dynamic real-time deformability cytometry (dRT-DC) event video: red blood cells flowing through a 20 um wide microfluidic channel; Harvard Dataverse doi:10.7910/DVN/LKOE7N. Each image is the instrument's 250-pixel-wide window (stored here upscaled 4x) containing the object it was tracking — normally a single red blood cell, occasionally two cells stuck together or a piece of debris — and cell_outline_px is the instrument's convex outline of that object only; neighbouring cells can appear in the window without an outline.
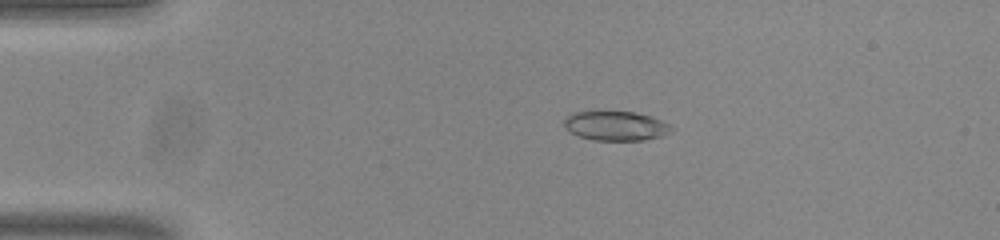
{"species": "common noctule bat (a hibernating species)", "species_latin": "Nyctalus noctula", "temperature_condition": "room temperature", "stored_images_in_passage": 55, "camera_frame_rate_fps": 3000, "um_per_image_px": 0.085, "animal": {"sex": "male", "body_mass_g": 20.0, "forearm_length_mm": 53.3}, "frame": {"image": 1, "passage_image": 12, "time_ms": 3.667, "image_size_px": [1000, 240], "cell_outline_px": [[672, 128], [668, 132], [660, 136], [644, 140], [592, 140], [580, 136], [564, 128], [564, 120], [568, 116], [576, 112], [632, 112], [652, 116], [668, 124]], "centroid_in_image_um": [52.32, 10.7], "position_along_channel_um": 32.7, "area_um2": 17.98}}
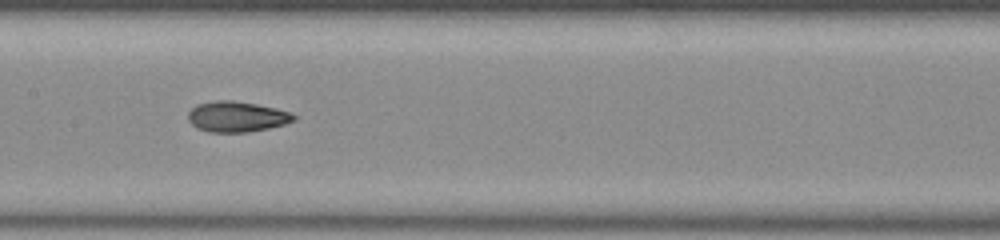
{"frame": {"image": 2, "passage_image": 28, "time_ms": 9.0, "image_size_px": [1000, 240], "cell_outline_px": [[296, 120], [284, 124], [268, 128], [248, 132], [208, 132], [196, 128], [188, 120], [188, 112], [196, 104], [216, 100], [232, 100], [256, 104], [276, 108], [288, 112], [296, 116]], "centroid_in_image_um": [20.09, 9.91], "position_along_channel_um": 187.3, "area_um2": 18.84}}
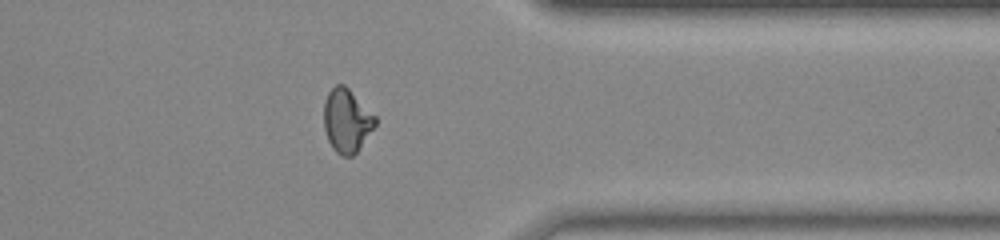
{"frame": {"image": 3, "passage_image": 44, "time_ms": 14.333, "image_size_px": [1000, 240], "cell_outline_px": [[376, 124], [356, 152], [352, 156], [340, 156], [332, 148], [328, 140], [324, 128], [324, 104], [328, 92], [336, 84], [344, 84], [376, 116]], "centroid_in_image_um": [29.46, 10.25], "position_along_channel_um": 381.9, "area_um2": 18.84}, "authors_computed_cell_mechanics": {"area_um2": 18.8428, "velocity_mm_per_s": 3.8343, "shape_relaxation_time_tau1_ms": 11.3021, "shape_relaxation_time_tau2_ms": 1.765, "deformation_change_tau1": 0.2559, "deformation_change_tau2": 0.0713}}